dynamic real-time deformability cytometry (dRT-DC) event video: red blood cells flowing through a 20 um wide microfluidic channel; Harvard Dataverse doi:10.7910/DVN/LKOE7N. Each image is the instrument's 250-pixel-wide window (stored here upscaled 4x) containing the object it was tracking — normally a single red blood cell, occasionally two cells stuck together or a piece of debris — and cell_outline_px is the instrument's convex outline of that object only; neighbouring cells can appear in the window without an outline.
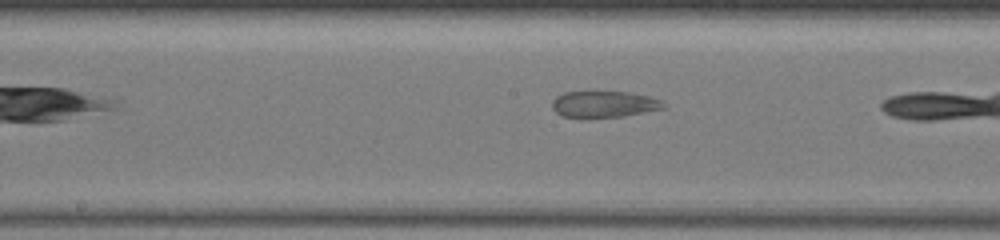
{"species": "common noctule bat (a hibernating species)", "species_latin": "Nyctalus noctula", "temperature_condition": "warm", "stored_images_in_passage": 18, "camera_frame_rate_fps": 3000, "um_per_image_px": 0.085, "animal": {"sex": "female", "body_mass_g": 19.5, "forearm_length_mm": 54.1}, "frame": {"image": 1, "passage_image": 6, "time_ms": 1.667, "image_size_px": [1000, 240], "cell_outline_px": [[664, 108], [624, 116], [564, 116], [556, 112], [552, 108], [552, 100], [556, 96], [564, 92], [628, 92], [648, 96], [664, 100]], "centroid_in_image_um": [51.36, 8.83], "position_along_channel_um": 196.8, "area_um2": 16.7}}
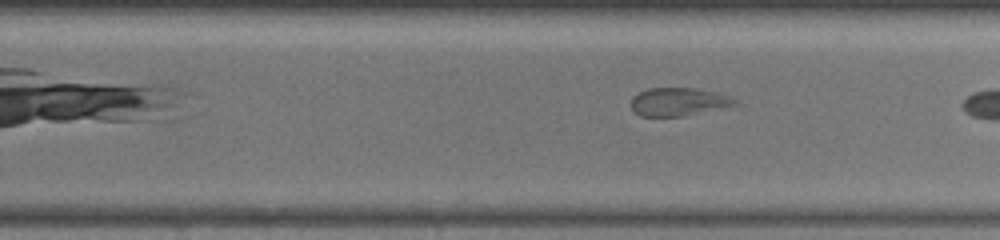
{"frame": {"image": 2, "passage_image": 13, "time_ms": 4.0, "image_size_px": [1000, 240], "cell_outline_px": [[740, 104], [680, 116], [640, 116], [632, 108], [632, 96], [648, 88], [696, 88], [732, 96]], "centroid_in_image_um": [57.68, 8.64], "position_along_channel_um": 272.1, "area_um2": 16.82}}